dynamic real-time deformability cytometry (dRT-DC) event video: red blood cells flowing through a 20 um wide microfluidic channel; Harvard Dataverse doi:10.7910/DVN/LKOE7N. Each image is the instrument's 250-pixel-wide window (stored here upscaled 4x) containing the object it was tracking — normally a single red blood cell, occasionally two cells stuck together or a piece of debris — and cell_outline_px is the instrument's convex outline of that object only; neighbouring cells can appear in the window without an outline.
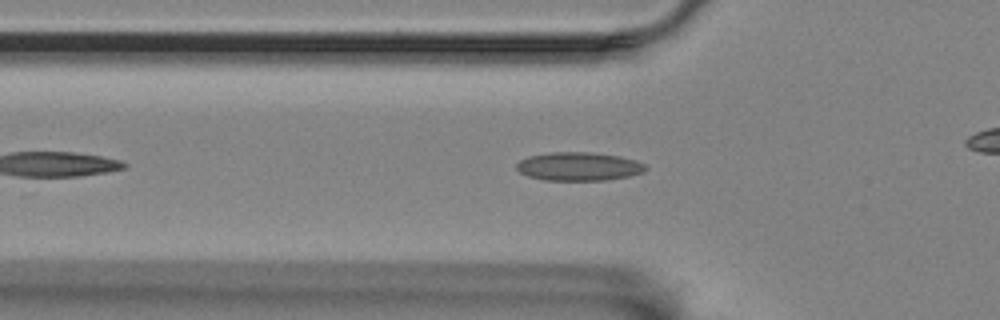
{"species": "Egyptian fruit bat (a non-hibernating species)", "species_latin": "Rousettus aegyptiacus", "temperature_condition": "room temperature", "stored_images_in_passage": 30, "camera_frame_rate_fps": 3000, "um_per_image_px": 0.085, "animal": {"sex": "female"}, "frame": {"image": 1, "passage_image": 8, "time_ms": 2.333, "image_size_px": [1000, 320], "cell_outline_px": [[648, 168], [644, 172], [628, 176], [608, 180], [544, 180], [528, 176], [520, 172], [516, 168], [516, 164], [520, 160], [528, 156], [552, 152], [592, 152], [620, 156], [636, 160], [644, 164]], "centroid_in_image_um": [49.21, 14.14], "position_along_channel_um": 76.6, "area_um2": 21.5}}
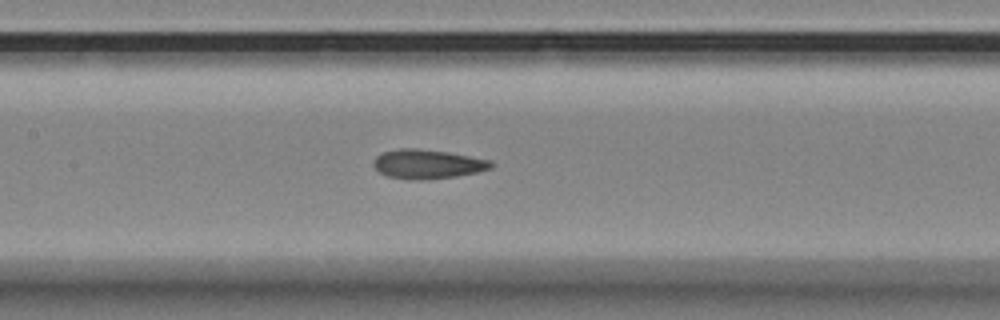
{"frame": {"image": 2, "passage_image": 16, "time_ms": 5.0, "image_size_px": [1000, 320], "cell_outline_px": [[492, 168], [476, 172], [456, 176], [420, 180], [416, 180], [388, 176], [380, 172], [372, 164], [376, 156], [384, 152], [400, 148], [416, 148], [448, 152], [492, 160]], "centroid_in_image_um": [36.34, 13.94], "position_along_channel_um": 171.1, "area_um2": 19.83}}
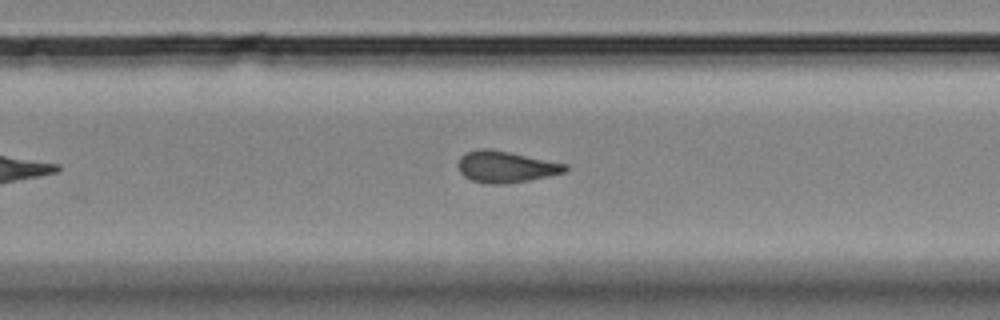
{"frame": {"image": 3, "passage_image": 26, "time_ms": 8.333, "image_size_px": [1000, 320], "cell_outline_px": [[568, 168], [564, 172], [548, 176], [508, 184], [488, 184], [472, 180], [464, 176], [460, 172], [460, 156], [468, 152], [484, 148], [492, 148], [568, 164]], "centroid_in_image_um": [43.02, 14.17], "position_along_channel_um": 286.8, "area_um2": 19.54}}